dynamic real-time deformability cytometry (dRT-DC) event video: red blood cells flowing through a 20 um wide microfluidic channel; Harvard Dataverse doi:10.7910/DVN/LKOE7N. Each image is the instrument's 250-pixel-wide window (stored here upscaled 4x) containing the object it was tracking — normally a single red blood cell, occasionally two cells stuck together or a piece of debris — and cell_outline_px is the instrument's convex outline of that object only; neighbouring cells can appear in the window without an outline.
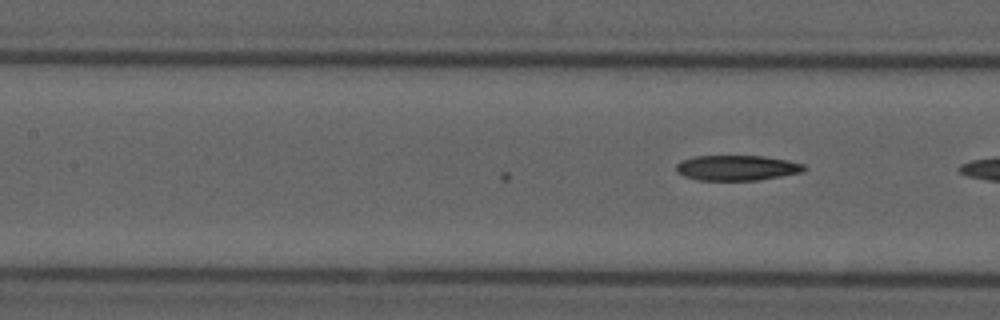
{"species": "common noctule bat (a hibernating species)", "species_latin": "Nyctalus noctula", "temperature_condition": "cold", "stored_images_in_passage": 10, "camera_frame_rate_fps": 3000, "um_per_image_px": 0.085, "animal": {"sex": "male", "forearm_length_mm": 52.5}, "frame": {"image": 1, "passage_image": 10, "time_ms": 3.0, "image_size_px": [1000, 320], "cell_outline_px": [[808, 168], [800, 172], [760, 180], [696, 180], [684, 176], [676, 172], [676, 164], [680, 160], [696, 156], [764, 156], [804, 164]], "centroid_in_image_um": [62.59, 14.27], "position_along_channel_um": 144.8, "area_um2": 18.79}}